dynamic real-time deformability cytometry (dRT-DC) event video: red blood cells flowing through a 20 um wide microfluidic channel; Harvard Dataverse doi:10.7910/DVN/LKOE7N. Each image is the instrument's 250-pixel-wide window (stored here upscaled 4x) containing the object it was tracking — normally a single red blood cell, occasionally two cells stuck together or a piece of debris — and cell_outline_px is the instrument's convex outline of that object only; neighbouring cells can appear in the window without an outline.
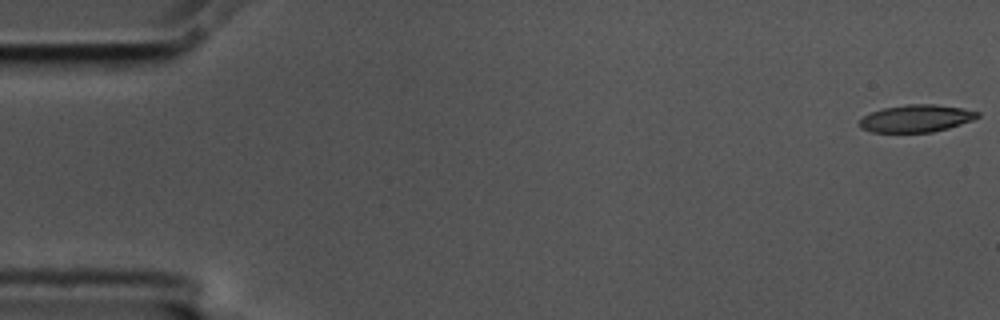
{"species": "common noctule bat (a hibernating species)", "species_latin": "Nyctalus noctula", "temperature_condition": "cold", "stored_images_in_passage": 57, "camera_frame_rate_fps": 3000, "um_per_image_px": 0.085, "animal": {"sex": "male", "body_mass_g": 17.5, "forearm_length_mm": 52.3}, "frame": {"image": 1, "passage_image": 1, "time_ms": 0.0, "image_size_px": [1000, 320], "cell_outline_px": [[980, 116], [972, 120], [948, 128], [932, 132], [872, 132], [860, 128], [860, 120], [864, 116], [872, 112], [884, 108], [908, 104], [932, 104], [960, 108], [980, 112]], "centroid_in_image_um": [77.88, 10.07], "position_along_channel_um": 7.1, "area_um2": 18.55}}
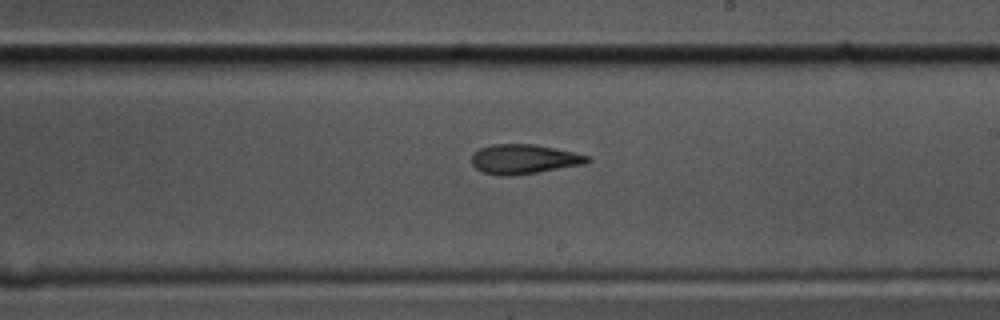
{"frame": {"image": 2, "passage_image": 33, "time_ms": 10.667, "image_size_px": [1000, 320], "cell_outline_px": [[592, 160], [584, 164], [536, 172], [504, 176], [500, 176], [484, 172], [476, 168], [472, 164], [472, 156], [480, 148], [492, 144], [532, 144], [592, 156]], "centroid_in_image_um": [44.54, 13.52], "position_along_channel_um": 244.5, "area_um2": 19.59}}
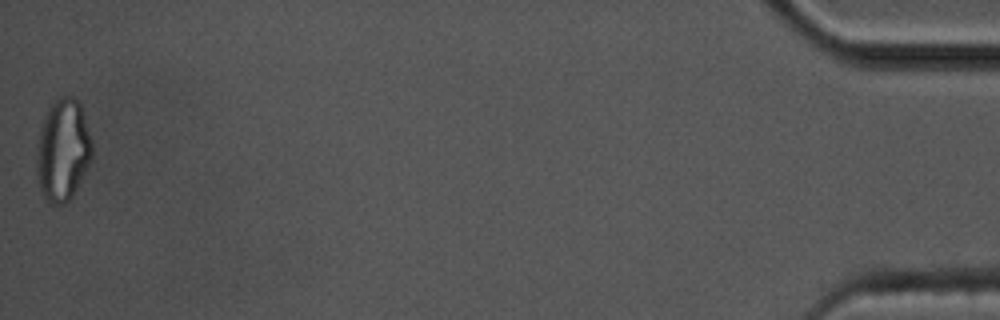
{"frame": {"image": 3, "passage_image": 57, "time_ms": 18.667, "image_size_px": [1000, 320], "cell_outline_px": [[92, 160], [72, 196], [64, 204], [48, 204], [36, 180], [36, 156], [40, 128], [44, 116], [48, 108], [60, 96], [72, 96], [80, 104], [92, 140]], "centroid_in_image_um": [5.33, 12.78], "position_along_channel_um": 429.9, "area_um2": 33.12}, "authors_computed_cell_mechanics": {"area_um2": 20.1144, "velocity_mm_per_s": 3.5255, "shape_relaxation_time_tau1_ms": null, "shape_relaxation_time_tau2_ms": 3.7455, "deformation_change_tau1": null, "deformation_change_tau2": 0.1152}}